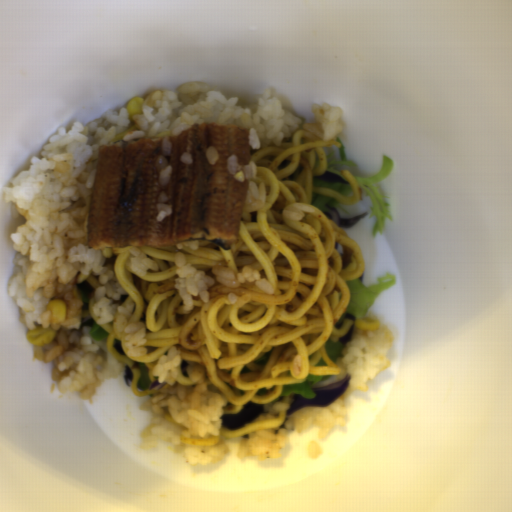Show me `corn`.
Returning a JSON list of instances; mask_svg holds the SVG:
<instances>
[{
	"mask_svg": "<svg viewBox=\"0 0 512 512\" xmlns=\"http://www.w3.org/2000/svg\"><path fill=\"white\" fill-rule=\"evenodd\" d=\"M57 332L52 326L44 327L43 325L35 326L34 329L27 330L26 340L33 346H47L50 344Z\"/></svg>",
	"mask_w": 512,
	"mask_h": 512,
	"instance_id": "obj_1",
	"label": "corn"
},
{
	"mask_svg": "<svg viewBox=\"0 0 512 512\" xmlns=\"http://www.w3.org/2000/svg\"><path fill=\"white\" fill-rule=\"evenodd\" d=\"M45 310L50 312L49 324L53 325L67 320L66 302L61 299H50Z\"/></svg>",
	"mask_w": 512,
	"mask_h": 512,
	"instance_id": "obj_2",
	"label": "corn"
},
{
	"mask_svg": "<svg viewBox=\"0 0 512 512\" xmlns=\"http://www.w3.org/2000/svg\"><path fill=\"white\" fill-rule=\"evenodd\" d=\"M145 99L143 97H133L128 104L126 105V112L128 114V118L132 119L135 115H143L144 111L142 109Z\"/></svg>",
	"mask_w": 512,
	"mask_h": 512,
	"instance_id": "obj_3",
	"label": "corn"
},
{
	"mask_svg": "<svg viewBox=\"0 0 512 512\" xmlns=\"http://www.w3.org/2000/svg\"><path fill=\"white\" fill-rule=\"evenodd\" d=\"M380 327L379 320L375 318H358L355 322V328L360 330H377Z\"/></svg>",
	"mask_w": 512,
	"mask_h": 512,
	"instance_id": "obj_4",
	"label": "corn"
}]
</instances>
